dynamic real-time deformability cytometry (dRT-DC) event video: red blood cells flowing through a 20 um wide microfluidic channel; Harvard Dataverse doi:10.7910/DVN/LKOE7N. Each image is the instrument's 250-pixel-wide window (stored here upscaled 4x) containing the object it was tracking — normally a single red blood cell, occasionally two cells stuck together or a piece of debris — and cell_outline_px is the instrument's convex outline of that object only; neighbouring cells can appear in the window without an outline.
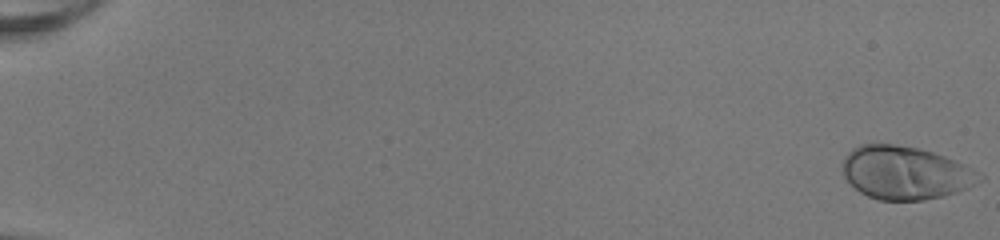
{"species": "human", "species_latin": "Homo sapiens", "temperature_condition": "room temperature", "stored_images_in_passage": 52, "camera_frame_rate_fps": 3000, "um_per_image_px": 0.085, "donor": {"sex": "female"}, "frame": {"image": 1, "passage_image": 1, "time_ms": 0.0, "image_size_px": [1000, 240], "cell_outline_px": [[984, 180], [968, 188], [944, 196], [924, 200], [880, 200], [868, 196], [860, 192], [844, 176], [840, 168], [840, 164], [844, 156], [852, 148], [860, 144], [892, 144], [916, 148], [932, 152], [944, 156], [980, 172], [984, 176]], "centroid_in_image_um": [76.94, 14.69], "position_along_channel_um": 8.1, "area_um2": 42.54}}
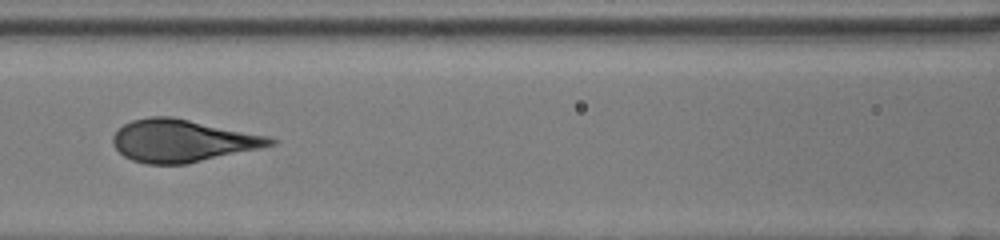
{"frame": {"image": 2, "passage_image": 26, "time_ms": 8.333, "image_size_px": [1000, 240], "cell_outline_px": [[276, 144], [260, 148], [188, 164], [144, 164], [132, 160], [124, 156], [116, 148], [112, 140], [112, 136], [124, 124], [132, 120], [152, 116], [168, 116], [268, 136], [276, 140]], "centroid_in_image_um": [15.48, 11.98], "position_along_channel_um": 151.1, "area_um2": 38.49}}
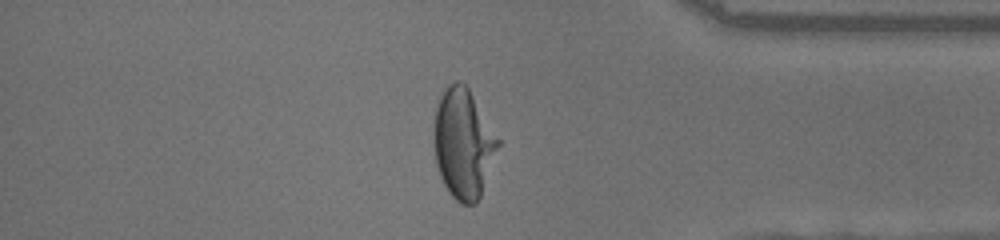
{"frame": {"image": 3, "passage_image": 45, "time_ms": 14.667, "image_size_px": [1000, 240], "cell_outline_px": [[500, 144], [480, 196], [476, 204], [460, 204], [448, 192], [440, 176], [436, 164], [432, 140], [436, 108], [440, 96], [456, 80], [460, 80], [468, 88], [500, 140]], "centroid_in_image_um": [39.36, 12.23], "position_along_channel_um": 395.8, "area_um2": 40.81}}